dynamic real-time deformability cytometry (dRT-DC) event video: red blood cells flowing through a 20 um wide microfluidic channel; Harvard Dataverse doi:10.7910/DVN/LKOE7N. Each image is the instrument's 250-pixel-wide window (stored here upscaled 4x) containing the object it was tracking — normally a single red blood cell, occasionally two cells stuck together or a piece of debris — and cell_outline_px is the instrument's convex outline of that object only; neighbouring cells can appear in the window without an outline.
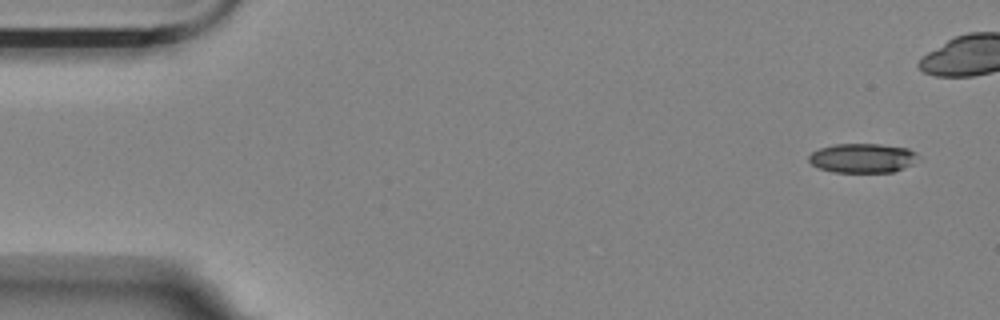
{"species": "Egyptian fruit bat (a non-hibernating species)", "species_latin": "Rousettus aegyptiacus", "temperature_condition": "room temperature", "stored_images_in_passage": 7, "camera_frame_rate_fps": 3000, "um_per_image_px": 0.085, "animal": {"sex": "female"}, "frame": {"image": 1, "passage_image": 1, "time_ms": 0.0, "image_size_px": [1000, 320], "cell_outline_px": [[920, 156], [912, 164], [904, 168], [892, 172], [832, 172], [820, 168], [812, 164], [808, 160], [808, 156], [812, 152], [820, 148], [836, 144], [880, 144], [908, 148], [916, 152]], "centroid_in_image_um": [73.33, 13.43], "position_along_channel_um": 11.7, "area_um2": 18.73}}